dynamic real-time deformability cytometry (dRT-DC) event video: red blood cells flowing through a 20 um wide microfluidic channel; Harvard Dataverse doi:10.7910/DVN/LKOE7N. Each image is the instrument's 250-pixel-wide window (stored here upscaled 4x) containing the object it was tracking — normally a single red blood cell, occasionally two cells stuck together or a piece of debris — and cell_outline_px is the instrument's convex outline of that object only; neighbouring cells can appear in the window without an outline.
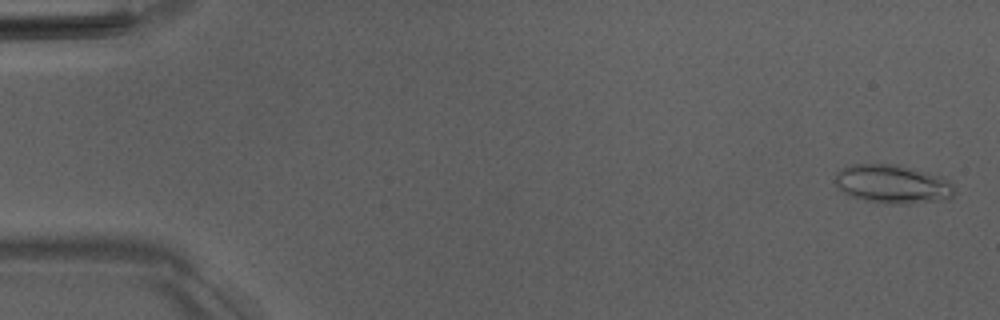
{"species": "Egyptian fruit bat (a non-hibernating species)", "species_latin": "Rousettus aegyptiacus", "temperature_condition": "room temperature", "stored_images_in_passage": 52, "camera_frame_rate_fps": 3000, "um_per_image_px": 0.085, "animal": {"sex": "male"}, "frame": {"image": 1, "passage_image": 2, "time_ms": 0.333, "image_size_px": [1000, 320], "cell_outline_px": [[956, 192], [952, 196], [940, 200], [900, 204], [884, 204], [864, 200], [848, 196], [836, 184], [836, 172], [840, 168], [848, 164], [896, 164], [912, 168], [948, 180], [956, 188]], "centroid_in_image_um": [75.82, 15.65], "position_along_channel_um": 9.2, "area_um2": 26.82}}
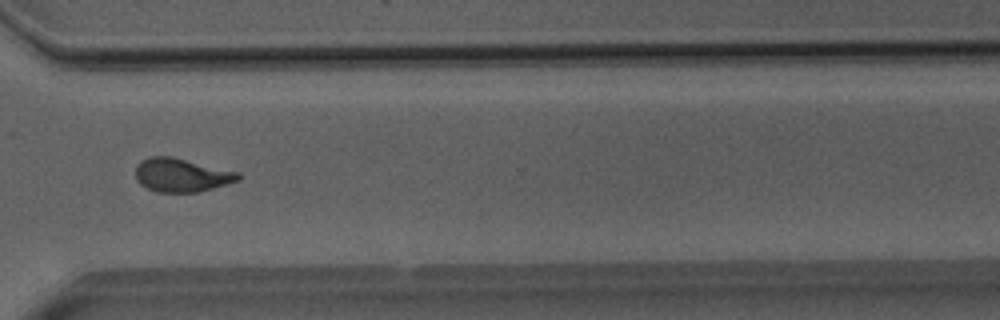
{"frame": {"image": 2, "passage_image": 39, "time_ms": 12.667, "image_size_px": [1000, 320], "cell_outline_px": [[240, 180], [200, 192], [156, 192], [140, 184], [136, 180], [136, 164], [140, 160], [148, 156], [172, 156], [240, 172]], "centroid_in_image_um": [15.42, 14.87], "position_along_channel_um": 355.2, "area_um2": 20.35}}
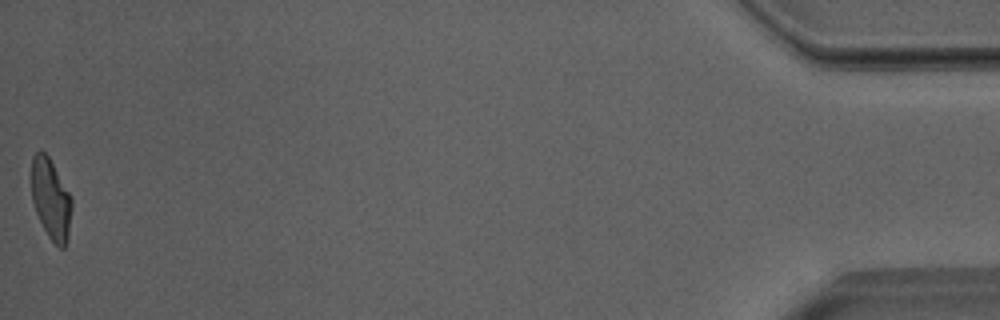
{"frame": {"image": 3, "passage_image": 52, "time_ms": 17.0, "image_size_px": [1000, 320], "cell_outline_px": [[72, 208], [68, 236], [64, 248], [60, 248], [48, 236], [36, 212], [32, 200], [28, 176], [32, 156], [40, 148], [48, 156], [72, 196]], "centroid_in_image_um": [4.28, 16.84], "position_along_channel_um": 430.9, "area_um2": 19.48}, "authors_computed_cell_mechanics": {"area_um2": 20.0855, "velocity_mm_per_s": 4.0114, "shape_relaxation_time_tau1_ms": 4.2137, "shape_relaxation_time_tau2_ms": 1.6253, "deformation_change_tau1": 0.1876, "deformation_change_tau2": 0.0994}}